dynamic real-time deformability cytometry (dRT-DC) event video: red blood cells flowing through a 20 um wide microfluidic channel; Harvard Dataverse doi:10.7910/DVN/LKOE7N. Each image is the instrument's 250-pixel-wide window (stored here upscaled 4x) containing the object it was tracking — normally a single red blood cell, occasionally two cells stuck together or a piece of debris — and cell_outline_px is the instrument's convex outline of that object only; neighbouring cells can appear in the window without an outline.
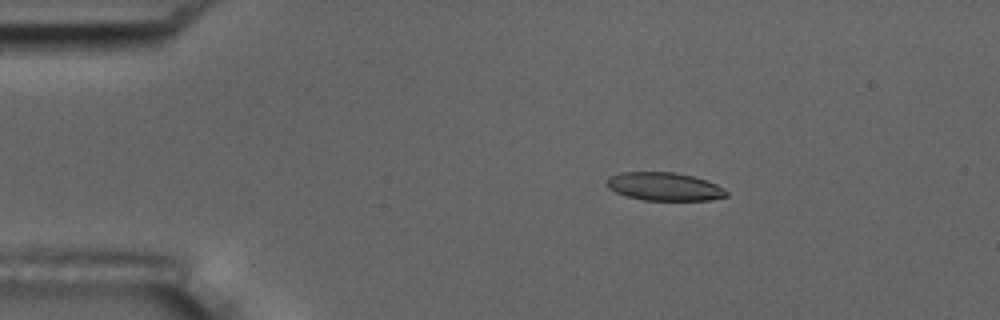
{"species": "common noctule bat (a hibernating species)", "species_latin": "Nyctalus noctula", "temperature_condition": "room temperature", "stored_images_in_passage": 55, "camera_frame_rate_fps": 3000, "um_per_image_px": 0.085, "animal": {"sex": "male", "body_mass_g": 17.5, "forearm_length_mm": 52.3}, "frame": {"image": 1, "passage_image": 10, "time_ms": 3.0, "image_size_px": [1000, 320], "cell_outline_px": [[728, 196], [712, 200], [644, 200], [628, 196], [616, 192], [608, 188], [604, 184], [608, 176], [620, 172], [676, 172], [708, 180], [724, 188], [728, 192]], "centroid_in_image_um": [56.46, 15.85], "position_along_channel_um": 28.5, "area_um2": 19.88}}
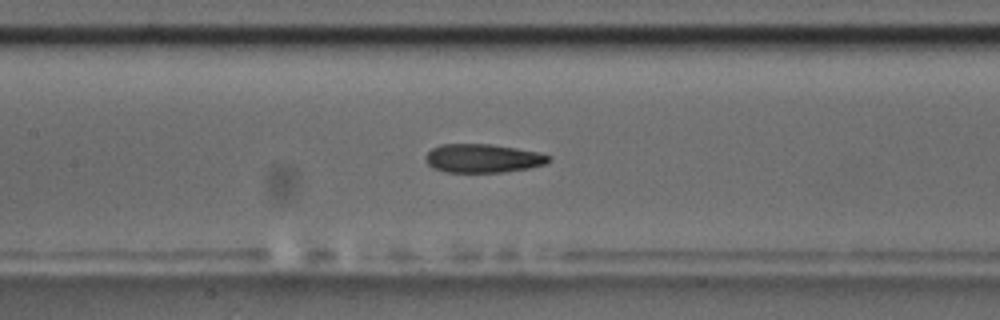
{"frame": {"image": 2, "passage_image": 26, "time_ms": 8.333, "image_size_px": [1000, 320], "cell_outline_px": [[552, 160], [544, 164], [528, 168], [504, 172], [444, 172], [432, 168], [424, 160], [424, 156], [432, 148], [440, 144], [488, 144], [516, 148], [540, 152], [552, 156]], "centroid_in_image_um": [41.03, 13.46], "position_along_channel_um": 166.4, "area_um2": 20.75}}
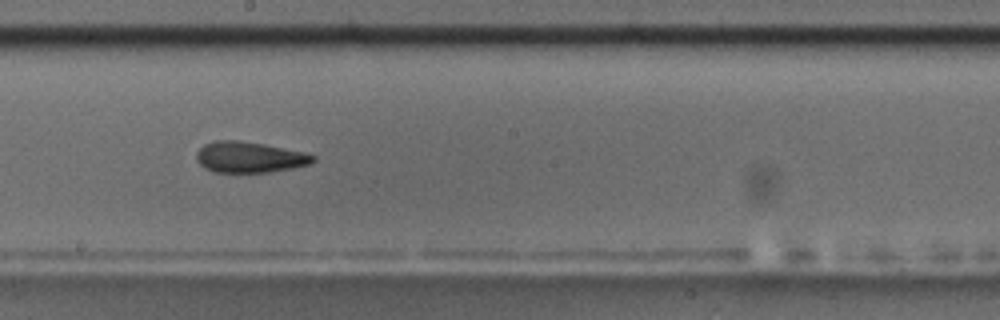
{"frame": {"image": 3, "passage_image": 31, "time_ms": 10.0, "image_size_px": [1000, 320], "cell_outline_px": [[316, 160], [312, 164], [292, 168], [268, 172], [212, 172], [204, 168], [196, 160], [196, 152], [204, 144], [216, 140], [240, 140], [264, 144], [304, 152], [316, 156]], "centroid_in_image_um": [21.2, 13.36], "position_along_channel_um": 227.0, "area_um2": 21.15}, "authors_computed_cell_mechanics": {"area_um2": 20.9236, "velocity_mm_per_s": 3.6646, "shape_relaxation_time_tau1_ms": null, "shape_relaxation_time_tau2_ms": 3.8782, "deformation_change_tau1": null, "deformation_change_tau2": 0.1088}}